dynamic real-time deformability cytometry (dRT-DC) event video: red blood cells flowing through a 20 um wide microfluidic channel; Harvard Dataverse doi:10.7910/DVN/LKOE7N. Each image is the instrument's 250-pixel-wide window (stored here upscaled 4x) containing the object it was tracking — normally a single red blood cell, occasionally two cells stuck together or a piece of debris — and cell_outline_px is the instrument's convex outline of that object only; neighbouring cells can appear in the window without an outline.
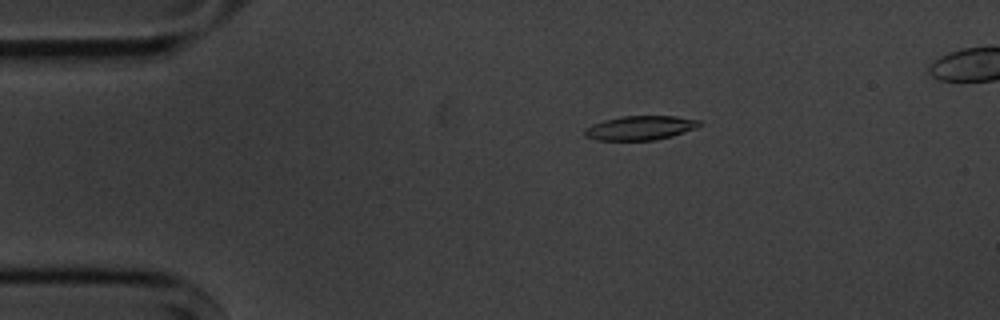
{"species": "common noctule bat (a hibernating species)", "species_latin": "Nyctalus noctula", "temperature_condition": "cold", "stored_images_in_passage": 4, "camera_frame_rate_fps": 3000, "um_per_image_px": 0.085, "animal": {"sex": "male", "body_mass_g": 20.1, "forearm_length_mm": 53.5}, "frame": {"image": 1, "passage_image": 2, "time_ms": 1.333, "image_size_px": [1000, 320], "cell_outline_px": [[704, 124], [696, 128], [672, 136], [656, 140], [596, 140], [584, 136], [584, 128], [592, 124], [604, 120], [624, 116], [676, 116], [700, 120]], "centroid_in_image_um": [54.43, 10.87], "position_along_channel_um": 30.6, "area_um2": 16.3}}